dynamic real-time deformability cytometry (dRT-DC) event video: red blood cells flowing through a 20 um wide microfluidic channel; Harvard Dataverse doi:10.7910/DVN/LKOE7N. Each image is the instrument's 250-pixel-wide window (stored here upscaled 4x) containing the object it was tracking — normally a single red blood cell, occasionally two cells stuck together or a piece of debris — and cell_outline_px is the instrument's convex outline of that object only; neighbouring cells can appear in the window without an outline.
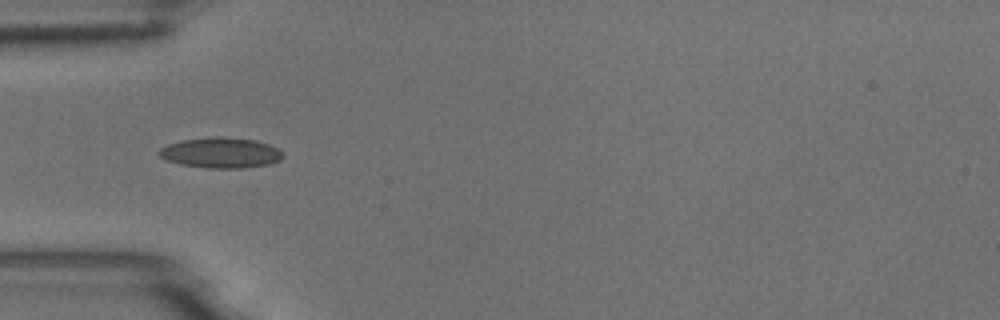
{"species": "common noctule bat (a hibernating species)", "species_latin": "Nyctalus noctula", "temperature_condition": "room temperature", "stored_images_in_passage": 8, "camera_frame_rate_fps": 3000, "um_per_image_px": 0.085, "animal": {"sex": "male", "body_mass_g": 18.8}, "frame": {"image": 1, "passage_image": 5, "time_ms": 1.333, "image_size_px": [1000, 320], "cell_outline_px": [[284, 156], [280, 160], [268, 164], [244, 168], [208, 168], [180, 164], [168, 160], [160, 156], [156, 152], [160, 148], [168, 144], [184, 140], [212, 136], [224, 136], [256, 140], [268, 144], [284, 152]], "centroid_in_image_um": [18.78, 12.98], "position_along_channel_um": 66.2, "area_um2": 22.08}}